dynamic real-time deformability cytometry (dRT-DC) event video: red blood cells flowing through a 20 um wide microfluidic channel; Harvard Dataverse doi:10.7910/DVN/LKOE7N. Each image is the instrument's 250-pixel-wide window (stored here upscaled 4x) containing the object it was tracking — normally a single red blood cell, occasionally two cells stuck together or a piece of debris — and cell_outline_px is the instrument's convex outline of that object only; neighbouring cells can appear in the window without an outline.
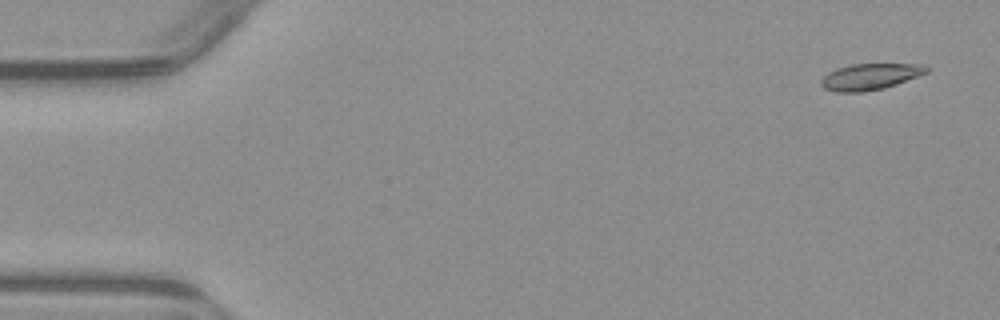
{"species": "common noctule bat (a hibernating species)", "species_latin": "Nyctalus noctula", "temperature_condition": "warm", "stored_images_in_passage": 6, "camera_frame_rate_fps": 3000, "um_per_image_px": 0.085, "animal": {"sex": "male", "body_mass_g": 23.1, "forearm_length_mm": 52.7}, "frame": {"image": 1, "passage_image": 1, "time_ms": 0.0, "image_size_px": [1000, 320], "cell_outline_px": [[928, 72], [896, 84], [884, 88], [864, 92], [836, 92], [824, 88], [820, 84], [820, 80], [828, 72], [836, 68], [852, 64], [924, 64], [928, 68]], "centroid_in_image_um": [73.93, 6.51], "position_along_channel_um": 11.1, "area_um2": 16.13}}
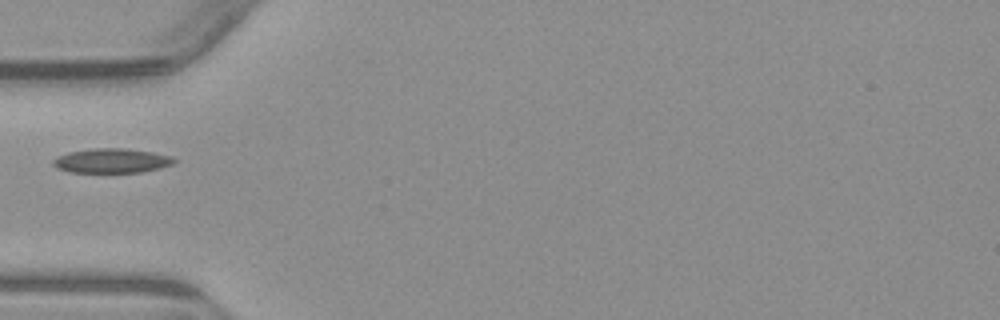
{"frame": {"image": 2, "passage_image": 5, "time_ms": 5.0, "image_size_px": [1000, 320], "cell_outline_px": [[176, 160], [172, 164], [160, 168], [140, 172], [68, 172], [56, 168], [52, 164], [52, 160], [68, 152], [92, 148], [124, 148], [152, 152], [172, 156]], "centroid_in_image_um": [9.48, 13.66], "position_along_channel_um": 75.5, "area_um2": 17.22}}
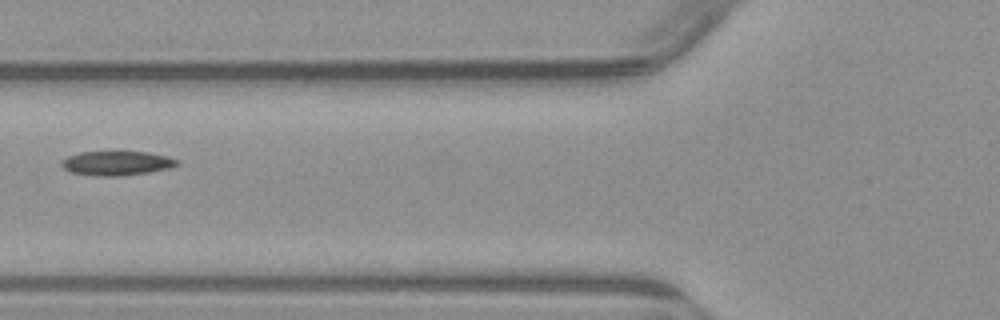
{"frame": {"image": 3, "passage_image": 6, "time_ms": 6.0, "image_size_px": [1000, 320], "cell_outline_px": [[180, 164], [168, 168], [148, 172], [120, 176], [96, 176], [72, 172], [64, 168], [60, 164], [60, 160], [68, 156], [80, 152], [148, 152], [168, 156], [180, 160]], "centroid_in_image_um": [9.93, 13.87], "position_along_channel_um": 115.9, "area_um2": 16.36}}